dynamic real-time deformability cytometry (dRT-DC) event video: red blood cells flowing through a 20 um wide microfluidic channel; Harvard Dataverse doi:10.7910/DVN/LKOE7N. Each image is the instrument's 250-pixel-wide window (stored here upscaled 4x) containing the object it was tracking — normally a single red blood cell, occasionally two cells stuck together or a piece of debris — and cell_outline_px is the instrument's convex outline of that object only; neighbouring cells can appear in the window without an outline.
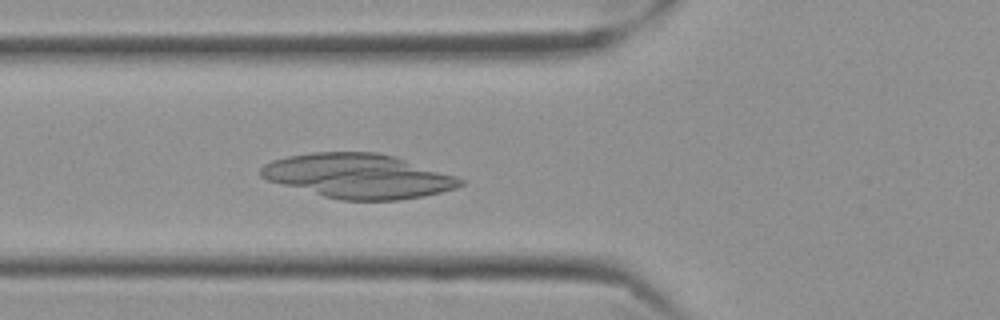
{"species": "Egyptian fruit bat (a non-hibernating species)", "species_latin": "Rousettus aegyptiacus", "temperature_condition": "cold", "stored_images_in_passage": 45, "camera_frame_rate_fps": 3000, "um_per_image_px": 0.085, "frame": {"image": 1, "passage_image": 17, "time_ms": 5.333, "image_size_px": [1000, 320], "cell_outline_px": [[464, 184], [456, 188], [424, 196], [396, 200], [340, 200], [324, 196], [268, 180], [260, 176], [260, 168], [264, 164], [272, 160], [288, 156], [312, 152], [376, 152], [396, 156], [456, 176], [464, 180]], "centroid_in_image_um": [30.47, 14.95], "position_along_channel_um": 95.3, "area_um2": 51.44}}
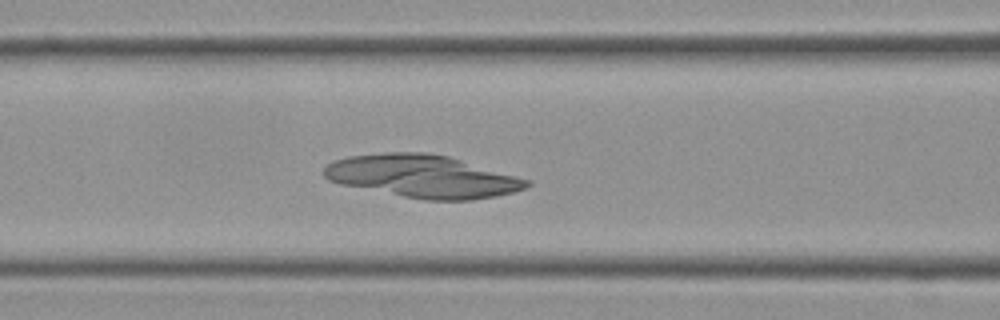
{"frame": {"image": 2, "passage_image": 20, "time_ms": 6.333, "image_size_px": [1000, 320], "cell_outline_px": [[532, 184], [528, 188], [496, 196], [472, 200], [424, 200], [340, 184], [328, 180], [324, 176], [324, 168], [332, 160], [348, 156], [384, 152], [428, 152], [448, 156], [532, 180]], "centroid_in_image_um": [35.94, 14.98], "position_along_channel_um": 130.7, "area_um2": 50.58}}
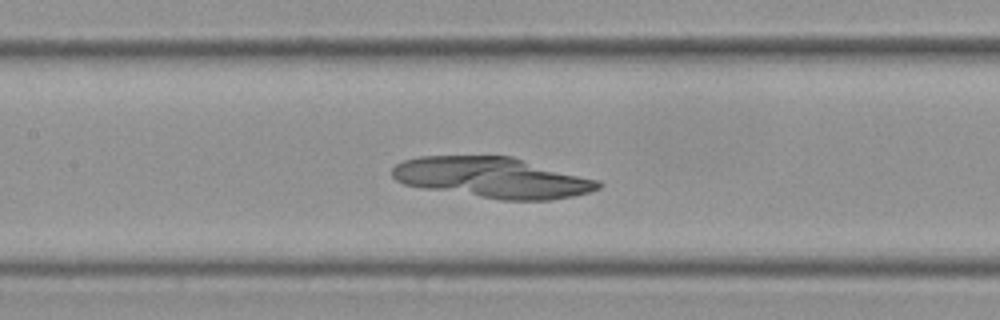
{"frame": {"image": 3, "passage_image": 23, "time_ms": 7.333, "image_size_px": [1000, 320], "cell_outline_px": [[604, 184], [600, 188], [588, 192], [572, 196], [552, 200], [500, 200], [424, 188], [404, 184], [396, 180], [392, 176], [392, 168], [396, 164], [404, 160], [420, 156], [512, 156], [600, 180]], "centroid_in_image_um": [41.89, 15.1], "position_along_channel_um": 165.5, "area_um2": 48.9}}